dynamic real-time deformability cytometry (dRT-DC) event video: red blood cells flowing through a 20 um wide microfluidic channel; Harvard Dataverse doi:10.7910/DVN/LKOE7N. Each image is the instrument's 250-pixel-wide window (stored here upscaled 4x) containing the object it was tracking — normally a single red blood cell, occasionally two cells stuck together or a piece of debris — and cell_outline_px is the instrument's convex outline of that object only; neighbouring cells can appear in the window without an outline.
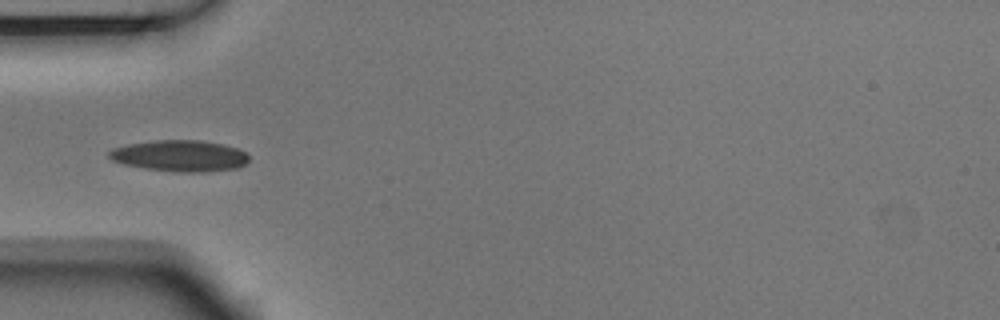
{"species": "Egyptian fruit bat (a non-hibernating species)", "species_latin": "Rousettus aegyptiacus", "temperature_condition": "room temperature", "stored_images_in_passage": 3, "camera_frame_rate_fps": 3000, "um_per_image_px": 0.085, "animal": {"sex": "male"}, "frame": {"image": 1, "passage_image": 3, "time_ms": 0.667, "image_size_px": [1000, 320], "cell_outline_px": [[248, 160], [244, 164], [236, 168], [204, 172], [176, 172], [144, 168], [124, 164], [112, 160], [108, 156], [108, 152], [112, 148], [128, 144], [156, 140], [200, 140], [224, 144], [236, 148], [244, 152], [248, 156]], "centroid_in_image_um": [15.26, 13.24], "position_along_channel_um": 69.7, "area_um2": 25.43}}